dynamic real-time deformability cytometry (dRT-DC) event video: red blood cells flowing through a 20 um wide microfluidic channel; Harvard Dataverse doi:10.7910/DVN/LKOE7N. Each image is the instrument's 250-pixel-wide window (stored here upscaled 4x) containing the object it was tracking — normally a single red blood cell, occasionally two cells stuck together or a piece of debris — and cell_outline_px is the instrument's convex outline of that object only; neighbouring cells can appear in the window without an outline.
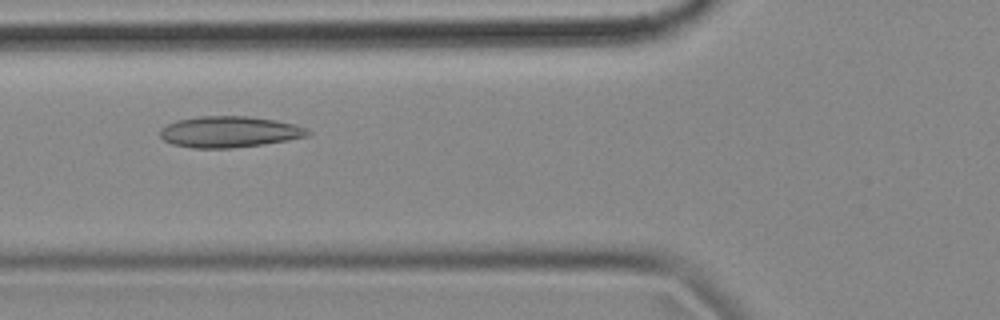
{"species": "common noctule bat (a hibernating species)", "species_latin": "Nyctalus noctula", "temperature_condition": "cold", "stored_images_in_passage": 37, "camera_frame_rate_fps": 3000, "um_per_image_px": 0.085, "animal": {"sex": "female", "body_mass_g": 18.4}, "frame": {"image": 1, "passage_image": 6, "time_ms": 1.667, "image_size_px": [1000, 320], "cell_outline_px": [[312, 132], [308, 136], [288, 140], [264, 144], [232, 148], [192, 148], [172, 144], [164, 140], [160, 136], [160, 128], [176, 120], [200, 116], [248, 116], [276, 120], [296, 124]], "centroid_in_image_um": [19.49, 11.2], "position_along_channel_um": 106.3, "area_um2": 26.93}}
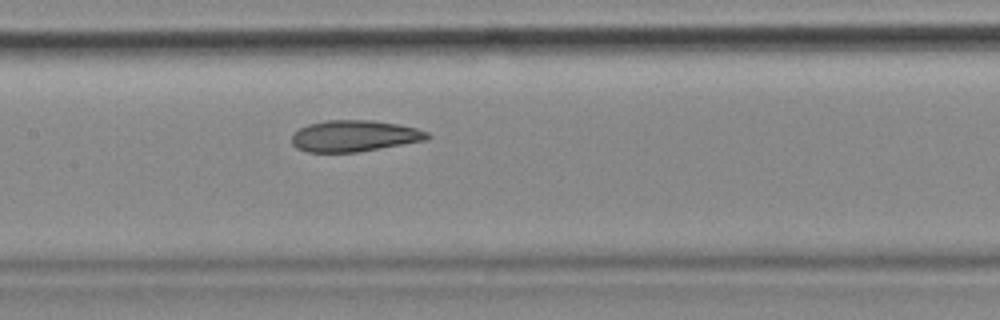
{"frame": {"image": 2, "passage_image": 12, "time_ms": 3.667, "image_size_px": [1000, 320], "cell_outline_px": [[432, 136], [428, 140], [356, 152], [308, 152], [296, 148], [292, 144], [292, 136], [300, 128], [308, 124], [324, 120], [372, 120], [396, 124], [416, 128], [428, 132]], "centroid_in_image_um": [30.13, 11.55], "position_along_channel_um": 177.3, "area_um2": 24.74}}
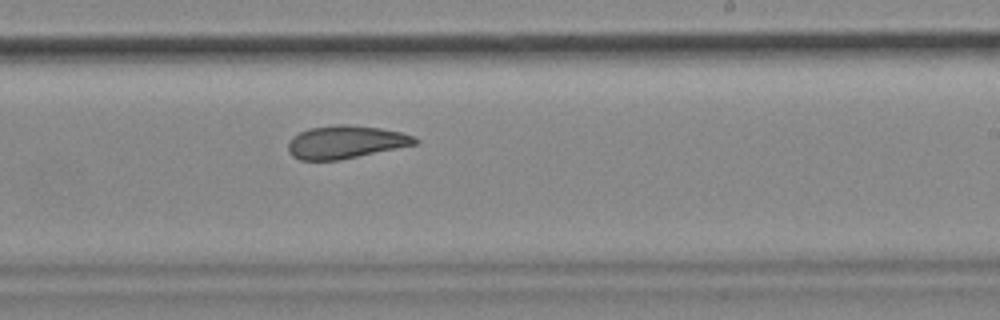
{"frame": {"image": 3, "passage_image": 19, "time_ms": 6.0, "image_size_px": [1000, 320], "cell_outline_px": [[420, 140], [416, 144], [340, 160], [300, 160], [292, 156], [288, 152], [288, 144], [292, 136], [308, 128], [336, 124], [348, 124], [380, 128], [400, 132], [416, 136]], "centroid_in_image_um": [29.36, 12.07], "position_along_channel_um": 259.6, "area_um2": 24.45}, "authors_computed_cell_mechanics": {"area_um2": 24.4494, "velocity_mm_per_s": 3.5419, "shape_relaxation_time_tau1_ms": null, "shape_relaxation_time_tau2_ms": 2.9943, "deformation_change_tau1": null, "deformation_change_tau2": 0.0984}}